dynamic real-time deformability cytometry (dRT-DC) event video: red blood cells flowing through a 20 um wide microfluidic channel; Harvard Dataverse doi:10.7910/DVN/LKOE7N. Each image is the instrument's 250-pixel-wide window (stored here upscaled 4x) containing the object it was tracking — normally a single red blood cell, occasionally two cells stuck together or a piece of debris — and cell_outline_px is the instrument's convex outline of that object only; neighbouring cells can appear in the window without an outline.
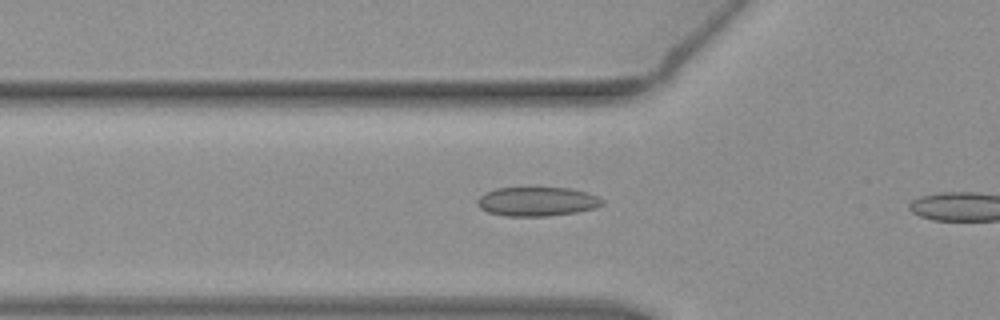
{"species": "common noctule bat (a hibernating species)", "species_latin": "Nyctalus noctula", "temperature_condition": "warm", "stored_images_in_passage": 18, "camera_frame_rate_fps": 3000, "um_per_image_px": 0.085, "animal": {"sex": "female", "body_mass_g": 19.3, "forearm_length_mm": 54.1}, "frame": {"image": 1, "passage_image": 6, "time_ms": 1.667, "image_size_px": [1000, 320], "cell_outline_px": [[604, 204], [596, 208], [576, 212], [548, 216], [508, 216], [488, 212], [480, 208], [476, 200], [484, 192], [496, 188], [568, 188], [588, 192], [600, 196], [604, 200]], "centroid_in_image_um": [45.69, 17.13], "position_along_channel_um": 80.1, "area_um2": 21.33}}
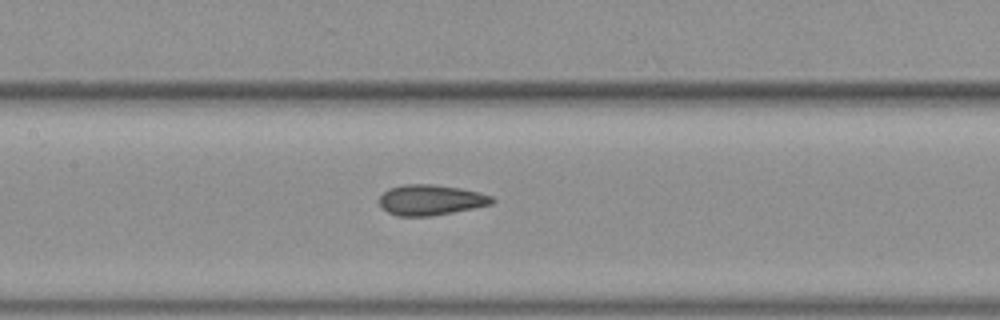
{"frame": {"image": 2, "passage_image": 13, "time_ms": 4.0, "image_size_px": [1000, 320], "cell_outline_px": [[496, 200], [492, 204], [432, 216], [396, 216], [388, 212], [380, 204], [380, 196], [388, 188], [404, 184], [432, 184], [460, 188], [480, 192], [492, 196]], "centroid_in_image_um": [36.62, 16.99], "position_along_channel_um": 170.8, "area_um2": 20.0}}
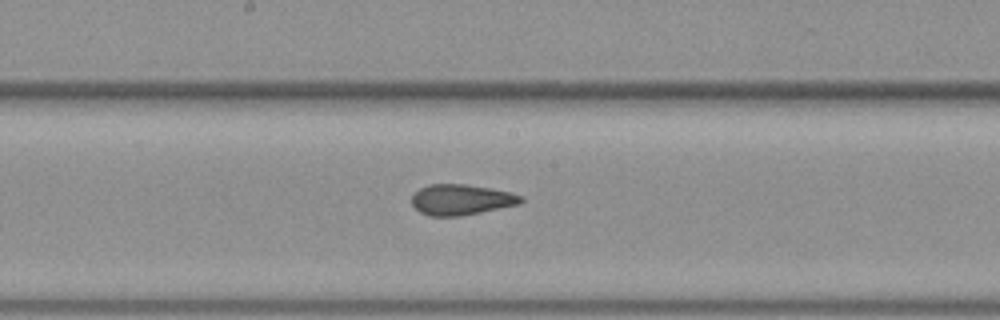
{"frame": {"image": 3, "passage_image": 16, "time_ms": 5.0, "image_size_px": [1000, 320], "cell_outline_px": [[524, 200], [520, 204], [460, 216], [428, 216], [420, 212], [412, 204], [412, 196], [420, 188], [428, 184], [464, 184], [488, 188], [508, 192], [524, 196]], "centroid_in_image_um": [39.2, 16.97], "position_along_channel_um": 209.0, "area_um2": 19.36}}